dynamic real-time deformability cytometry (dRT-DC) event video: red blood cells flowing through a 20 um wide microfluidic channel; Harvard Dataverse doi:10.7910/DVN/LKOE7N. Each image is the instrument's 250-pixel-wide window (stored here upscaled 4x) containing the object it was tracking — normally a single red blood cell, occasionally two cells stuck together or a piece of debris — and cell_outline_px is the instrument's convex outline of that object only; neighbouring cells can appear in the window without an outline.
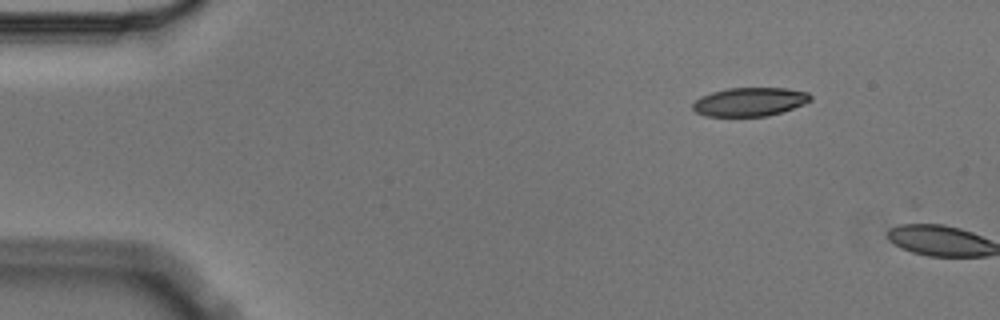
{"species": "Egyptian fruit bat (a non-hibernating species)", "species_latin": "Rousettus aegyptiacus", "temperature_condition": "cold", "stored_images_in_passage": 2, "camera_frame_rate_fps": 3000, "um_per_image_px": 0.085, "animal": {"sex": "male"}, "frame": {"image": 1, "passage_image": 1, "time_ms": 0.0, "image_size_px": [1000, 320], "cell_outline_px": [[812, 100], [804, 104], [768, 116], [704, 116], [696, 112], [692, 108], [692, 104], [700, 96], [712, 92], [728, 88], [788, 88], [808, 92], [812, 96]], "centroid_in_image_um": [63.73, 8.65], "position_along_channel_um": 21.3, "area_um2": 19.71}}